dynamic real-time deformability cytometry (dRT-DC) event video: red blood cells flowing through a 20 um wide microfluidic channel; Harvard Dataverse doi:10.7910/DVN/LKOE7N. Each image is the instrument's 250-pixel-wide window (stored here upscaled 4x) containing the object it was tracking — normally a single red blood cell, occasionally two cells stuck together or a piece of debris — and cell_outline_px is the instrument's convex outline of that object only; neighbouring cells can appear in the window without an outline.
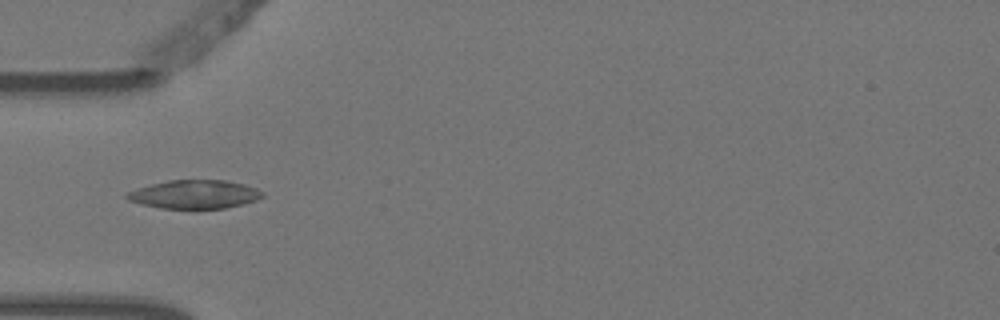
{"species": "Egyptian fruit bat (a non-hibernating species)", "species_latin": "Rousettus aegyptiacus", "temperature_condition": "warm", "stored_images_in_passage": 8, "camera_frame_rate_fps": 3000, "um_per_image_px": 0.085, "animal": {"sex": "female"}, "frame": {"image": 1, "passage_image": 5, "time_ms": 1.333, "image_size_px": [1000, 320], "cell_outline_px": [[264, 196], [256, 200], [244, 204], [224, 208], [196, 212], [192, 212], [160, 208], [140, 204], [128, 200], [124, 196], [128, 192], [136, 188], [168, 180], [228, 180], [244, 184], [256, 188], [264, 192]], "centroid_in_image_um": [16.54, 16.57], "position_along_channel_um": 68.5, "area_um2": 23.58}}
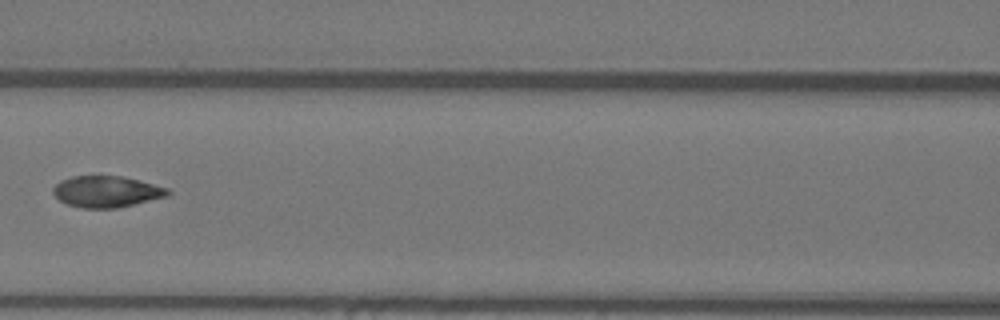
{"frame": {"image": 2, "passage_image": 7, "time_ms": 2.0, "image_size_px": [1000, 320], "cell_outline_px": [[172, 192], [168, 196], [116, 208], [80, 208], [68, 204], [60, 200], [52, 192], [52, 188], [60, 180], [72, 176], [120, 176], [168, 188]], "centroid_in_image_um": [9.03, 16.29], "position_along_channel_um": 157.6, "area_um2": 20.75}}
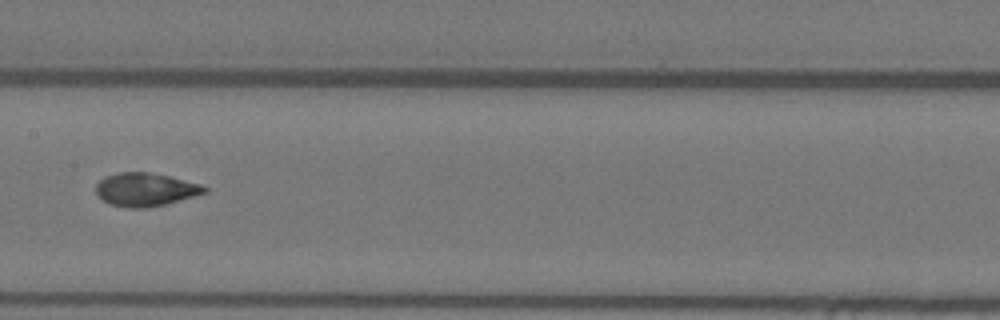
{"frame": {"image": 3, "passage_image": 8, "time_ms": 2.333, "image_size_px": [1000, 320], "cell_outline_px": [[208, 192], [164, 204], [148, 208], [128, 208], [112, 204], [104, 200], [96, 192], [96, 184], [104, 176], [120, 172], [148, 172], [168, 176], [200, 184], [208, 188]], "centroid_in_image_um": [12.35, 16.1], "position_along_channel_um": 195.0, "area_um2": 20.81}}